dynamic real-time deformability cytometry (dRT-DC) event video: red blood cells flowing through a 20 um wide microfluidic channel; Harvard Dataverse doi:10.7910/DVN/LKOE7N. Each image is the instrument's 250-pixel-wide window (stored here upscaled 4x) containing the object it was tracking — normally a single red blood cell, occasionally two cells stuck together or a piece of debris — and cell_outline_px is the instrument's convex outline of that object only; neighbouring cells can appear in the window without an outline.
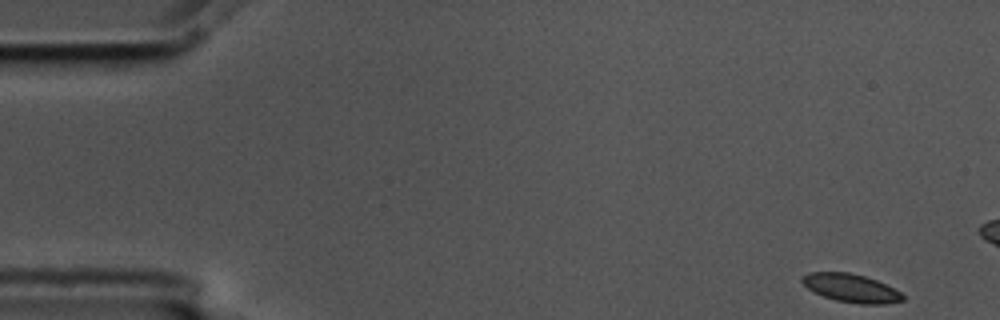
{"species": "common noctule bat (a hibernating species)", "species_latin": "Nyctalus noctula", "temperature_condition": "cold", "stored_images_in_passage": 14, "camera_frame_rate_fps": 3000, "um_per_image_px": 0.085, "animal": {"sex": "male", "body_mass_g": 17.5, "forearm_length_mm": 52.3}, "frame": {"image": 1, "passage_image": 1, "time_ms": 0.0, "image_size_px": [1000, 320], "cell_outline_px": [[904, 300], [888, 304], [860, 304], [836, 300], [824, 296], [808, 288], [800, 280], [808, 272], [848, 272], [864, 276], [876, 280], [900, 292], [904, 296]], "centroid_in_image_um": [72.36, 24.49], "position_along_channel_um": 12.6, "area_um2": 16.36}}